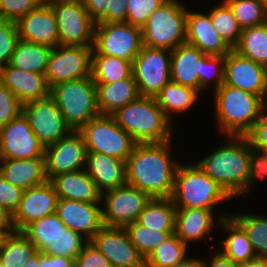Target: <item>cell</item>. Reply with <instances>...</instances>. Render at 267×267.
I'll use <instances>...</instances> for the list:
<instances>
[{"instance_id":"6125c7cd","label":"cell","mask_w":267,"mask_h":267,"mask_svg":"<svg viewBox=\"0 0 267 267\" xmlns=\"http://www.w3.org/2000/svg\"><path fill=\"white\" fill-rule=\"evenodd\" d=\"M6 21L7 19L5 18L3 11L0 9V26H2Z\"/></svg>"},{"instance_id":"836d02e7","label":"cell","mask_w":267,"mask_h":267,"mask_svg":"<svg viewBox=\"0 0 267 267\" xmlns=\"http://www.w3.org/2000/svg\"><path fill=\"white\" fill-rule=\"evenodd\" d=\"M37 252L36 246L18 231L3 237L0 244V259L4 267H22Z\"/></svg>"},{"instance_id":"ffe728a7","label":"cell","mask_w":267,"mask_h":267,"mask_svg":"<svg viewBox=\"0 0 267 267\" xmlns=\"http://www.w3.org/2000/svg\"><path fill=\"white\" fill-rule=\"evenodd\" d=\"M100 203L58 199L56 214L65 226L89 241L104 226Z\"/></svg>"},{"instance_id":"ba28073f","label":"cell","mask_w":267,"mask_h":267,"mask_svg":"<svg viewBox=\"0 0 267 267\" xmlns=\"http://www.w3.org/2000/svg\"><path fill=\"white\" fill-rule=\"evenodd\" d=\"M78 132L84 138L87 152L105 154L127 161L137 142L112 115L100 114L89 120Z\"/></svg>"},{"instance_id":"bcb514c9","label":"cell","mask_w":267,"mask_h":267,"mask_svg":"<svg viewBox=\"0 0 267 267\" xmlns=\"http://www.w3.org/2000/svg\"><path fill=\"white\" fill-rule=\"evenodd\" d=\"M164 1L166 0H127L126 22L142 28Z\"/></svg>"},{"instance_id":"30bf717a","label":"cell","mask_w":267,"mask_h":267,"mask_svg":"<svg viewBox=\"0 0 267 267\" xmlns=\"http://www.w3.org/2000/svg\"><path fill=\"white\" fill-rule=\"evenodd\" d=\"M142 46V28L127 22L96 23L92 55L115 56L133 63Z\"/></svg>"},{"instance_id":"db71d44e","label":"cell","mask_w":267,"mask_h":267,"mask_svg":"<svg viewBox=\"0 0 267 267\" xmlns=\"http://www.w3.org/2000/svg\"><path fill=\"white\" fill-rule=\"evenodd\" d=\"M265 109L255 123L253 129L246 135L252 148L258 152H262L267 149V114Z\"/></svg>"},{"instance_id":"816d5d0a","label":"cell","mask_w":267,"mask_h":267,"mask_svg":"<svg viewBox=\"0 0 267 267\" xmlns=\"http://www.w3.org/2000/svg\"><path fill=\"white\" fill-rule=\"evenodd\" d=\"M265 177H267V159L263 152L252 149L249 158L248 177L245 183V194H247L257 179L263 180Z\"/></svg>"},{"instance_id":"f5cc1de1","label":"cell","mask_w":267,"mask_h":267,"mask_svg":"<svg viewBox=\"0 0 267 267\" xmlns=\"http://www.w3.org/2000/svg\"><path fill=\"white\" fill-rule=\"evenodd\" d=\"M74 267H112L109 260L89 241L76 257Z\"/></svg>"},{"instance_id":"ab89813d","label":"cell","mask_w":267,"mask_h":267,"mask_svg":"<svg viewBox=\"0 0 267 267\" xmlns=\"http://www.w3.org/2000/svg\"><path fill=\"white\" fill-rule=\"evenodd\" d=\"M231 217L247 233L257 258L267 259V217L250 213Z\"/></svg>"},{"instance_id":"44dd1931","label":"cell","mask_w":267,"mask_h":267,"mask_svg":"<svg viewBox=\"0 0 267 267\" xmlns=\"http://www.w3.org/2000/svg\"><path fill=\"white\" fill-rule=\"evenodd\" d=\"M16 24L19 39L51 47L58 45V26L55 12L46 0L36 9L21 17Z\"/></svg>"},{"instance_id":"be15d7a7","label":"cell","mask_w":267,"mask_h":267,"mask_svg":"<svg viewBox=\"0 0 267 267\" xmlns=\"http://www.w3.org/2000/svg\"><path fill=\"white\" fill-rule=\"evenodd\" d=\"M262 152L264 153V155H265V157H266V159H267V149L264 150V151H262Z\"/></svg>"},{"instance_id":"3957f363","label":"cell","mask_w":267,"mask_h":267,"mask_svg":"<svg viewBox=\"0 0 267 267\" xmlns=\"http://www.w3.org/2000/svg\"><path fill=\"white\" fill-rule=\"evenodd\" d=\"M214 96L218 126L226 136H246L267 108L261 96L225 84Z\"/></svg>"},{"instance_id":"5b68a950","label":"cell","mask_w":267,"mask_h":267,"mask_svg":"<svg viewBox=\"0 0 267 267\" xmlns=\"http://www.w3.org/2000/svg\"><path fill=\"white\" fill-rule=\"evenodd\" d=\"M171 200L176 208L211 209L233 199L224 188L197 164L178 166Z\"/></svg>"},{"instance_id":"681fc988","label":"cell","mask_w":267,"mask_h":267,"mask_svg":"<svg viewBox=\"0 0 267 267\" xmlns=\"http://www.w3.org/2000/svg\"><path fill=\"white\" fill-rule=\"evenodd\" d=\"M44 0H0V9L8 21L17 22Z\"/></svg>"},{"instance_id":"f6af8a7d","label":"cell","mask_w":267,"mask_h":267,"mask_svg":"<svg viewBox=\"0 0 267 267\" xmlns=\"http://www.w3.org/2000/svg\"><path fill=\"white\" fill-rule=\"evenodd\" d=\"M225 55L205 54L200 59L199 91L209 87L212 78H215L214 91H216L224 82Z\"/></svg>"},{"instance_id":"2e32d148","label":"cell","mask_w":267,"mask_h":267,"mask_svg":"<svg viewBox=\"0 0 267 267\" xmlns=\"http://www.w3.org/2000/svg\"><path fill=\"white\" fill-rule=\"evenodd\" d=\"M45 166L48 181L53 177L85 169L87 148L78 131L45 148Z\"/></svg>"},{"instance_id":"ac0fdd59","label":"cell","mask_w":267,"mask_h":267,"mask_svg":"<svg viewBox=\"0 0 267 267\" xmlns=\"http://www.w3.org/2000/svg\"><path fill=\"white\" fill-rule=\"evenodd\" d=\"M223 84L259 95L267 102L266 67L234 49L225 55Z\"/></svg>"},{"instance_id":"9f6ffc18","label":"cell","mask_w":267,"mask_h":267,"mask_svg":"<svg viewBox=\"0 0 267 267\" xmlns=\"http://www.w3.org/2000/svg\"><path fill=\"white\" fill-rule=\"evenodd\" d=\"M16 232L13 215L0 206V235L2 237L12 235Z\"/></svg>"},{"instance_id":"83f0119b","label":"cell","mask_w":267,"mask_h":267,"mask_svg":"<svg viewBox=\"0 0 267 267\" xmlns=\"http://www.w3.org/2000/svg\"><path fill=\"white\" fill-rule=\"evenodd\" d=\"M205 54L197 47L184 43L171 50V81L199 90L200 59Z\"/></svg>"},{"instance_id":"7bdbcfd3","label":"cell","mask_w":267,"mask_h":267,"mask_svg":"<svg viewBox=\"0 0 267 267\" xmlns=\"http://www.w3.org/2000/svg\"><path fill=\"white\" fill-rule=\"evenodd\" d=\"M88 243L89 240L83 235L66 227L43 253L75 260Z\"/></svg>"},{"instance_id":"680465c9","label":"cell","mask_w":267,"mask_h":267,"mask_svg":"<svg viewBox=\"0 0 267 267\" xmlns=\"http://www.w3.org/2000/svg\"><path fill=\"white\" fill-rule=\"evenodd\" d=\"M173 267H206L205 260L201 258L186 257L183 261L175 264Z\"/></svg>"},{"instance_id":"d590c367","label":"cell","mask_w":267,"mask_h":267,"mask_svg":"<svg viewBox=\"0 0 267 267\" xmlns=\"http://www.w3.org/2000/svg\"><path fill=\"white\" fill-rule=\"evenodd\" d=\"M240 55L257 64L267 66V22L242 30L238 45L234 48Z\"/></svg>"},{"instance_id":"8fae6325","label":"cell","mask_w":267,"mask_h":267,"mask_svg":"<svg viewBox=\"0 0 267 267\" xmlns=\"http://www.w3.org/2000/svg\"><path fill=\"white\" fill-rule=\"evenodd\" d=\"M170 64L171 50L142 46L132 63L140 96L155 97L161 91L171 80Z\"/></svg>"},{"instance_id":"7402d4cb","label":"cell","mask_w":267,"mask_h":267,"mask_svg":"<svg viewBox=\"0 0 267 267\" xmlns=\"http://www.w3.org/2000/svg\"><path fill=\"white\" fill-rule=\"evenodd\" d=\"M0 82L23 104L50 96L45 74L20 70L8 64L0 69Z\"/></svg>"},{"instance_id":"8992f818","label":"cell","mask_w":267,"mask_h":267,"mask_svg":"<svg viewBox=\"0 0 267 267\" xmlns=\"http://www.w3.org/2000/svg\"><path fill=\"white\" fill-rule=\"evenodd\" d=\"M65 123L78 131L92 118L99 116L96 84L92 77L59 83L50 90Z\"/></svg>"},{"instance_id":"e7e4bbea","label":"cell","mask_w":267,"mask_h":267,"mask_svg":"<svg viewBox=\"0 0 267 267\" xmlns=\"http://www.w3.org/2000/svg\"><path fill=\"white\" fill-rule=\"evenodd\" d=\"M267 6V0H260Z\"/></svg>"},{"instance_id":"4316f807","label":"cell","mask_w":267,"mask_h":267,"mask_svg":"<svg viewBox=\"0 0 267 267\" xmlns=\"http://www.w3.org/2000/svg\"><path fill=\"white\" fill-rule=\"evenodd\" d=\"M97 107L100 114L112 115L118 109L140 97L133 75L111 83H95Z\"/></svg>"},{"instance_id":"f1b7e54d","label":"cell","mask_w":267,"mask_h":267,"mask_svg":"<svg viewBox=\"0 0 267 267\" xmlns=\"http://www.w3.org/2000/svg\"><path fill=\"white\" fill-rule=\"evenodd\" d=\"M214 211L201 208H177L175 233L188 246V243L201 240L209 235L215 225Z\"/></svg>"},{"instance_id":"6f0895ef","label":"cell","mask_w":267,"mask_h":267,"mask_svg":"<svg viewBox=\"0 0 267 267\" xmlns=\"http://www.w3.org/2000/svg\"><path fill=\"white\" fill-rule=\"evenodd\" d=\"M205 264L206 267H237L238 265L231 259L224 257L220 252H215L210 259V263L205 261Z\"/></svg>"},{"instance_id":"484cf974","label":"cell","mask_w":267,"mask_h":267,"mask_svg":"<svg viewBox=\"0 0 267 267\" xmlns=\"http://www.w3.org/2000/svg\"><path fill=\"white\" fill-rule=\"evenodd\" d=\"M50 182L58 198L89 203L102 202V193L85 169L57 175Z\"/></svg>"},{"instance_id":"94428289","label":"cell","mask_w":267,"mask_h":267,"mask_svg":"<svg viewBox=\"0 0 267 267\" xmlns=\"http://www.w3.org/2000/svg\"><path fill=\"white\" fill-rule=\"evenodd\" d=\"M40 265V251L29 258L22 267H39Z\"/></svg>"},{"instance_id":"6da1fadb","label":"cell","mask_w":267,"mask_h":267,"mask_svg":"<svg viewBox=\"0 0 267 267\" xmlns=\"http://www.w3.org/2000/svg\"><path fill=\"white\" fill-rule=\"evenodd\" d=\"M170 141L137 143L126 161V183L151 198H170L179 166L170 157Z\"/></svg>"},{"instance_id":"8d00e7d4","label":"cell","mask_w":267,"mask_h":267,"mask_svg":"<svg viewBox=\"0 0 267 267\" xmlns=\"http://www.w3.org/2000/svg\"><path fill=\"white\" fill-rule=\"evenodd\" d=\"M66 228L56 213L27 225L21 232L43 252Z\"/></svg>"},{"instance_id":"1f68e13d","label":"cell","mask_w":267,"mask_h":267,"mask_svg":"<svg viewBox=\"0 0 267 267\" xmlns=\"http://www.w3.org/2000/svg\"><path fill=\"white\" fill-rule=\"evenodd\" d=\"M199 94L200 91L195 88L180 85L170 80L155 96V99L171 121L172 113H184L194 106Z\"/></svg>"},{"instance_id":"5bb4252c","label":"cell","mask_w":267,"mask_h":267,"mask_svg":"<svg viewBox=\"0 0 267 267\" xmlns=\"http://www.w3.org/2000/svg\"><path fill=\"white\" fill-rule=\"evenodd\" d=\"M23 113L45 148L66 137L72 131L65 123L60 109L51 96L24 103Z\"/></svg>"},{"instance_id":"60d3db41","label":"cell","mask_w":267,"mask_h":267,"mask_svg":"<svg viewBox=\"0 0 267 267\" xmlns=\"http://www.w3.org/2000/svg\"><path fill=\"white\" fill-rule=\"evenodd\" d=\"M96 23L126 22L127 0H82Z\"/></svg>"},{"instance_id":"e0dca14e","label":"cell","mask_w":267,"mask_h":267,"mask_svg":"<svg viewBox=\"0 0 267 267\" xmlns=\"http://www.w3.org/2000/svg\"><path fill=\"white\" fill-rule=\"evenodd\" d=\"M90 242L112 267H146L144 256L131 243L125 228L103 226Z\"/></svg>"},{"instance_id":"9a60e30c","label":"cell","mask_w":267,"mask_h":267,"mask_svg":"<svg viewBox=\"0 0 267 267\" xmlns=\"http://www.w3.org/2000/svg\"><path fill=\"white\" fill-rule=\"evenodd\" d=\"M44 153L45 147L33 132L23 112L0 127V159L44 157Z\"/></svg>"},{"instance_id":"9c48e42d","label":"cell","mask_w":267,"mask_h":267,"mask_svg":"<svg viewBox=\"0 0 267 267\" xmlns=\"http://www.w3.org/2000/svg\"><path fill=\"white\" fill-rule=\"evenodd\" d=\"M55 12L58 45L94 46L96 22L82 0H46Z\"/></svg>"},{"instance_id":"e575fe53","label":"cell","mask_w":267,"mask_h":267,"mask_svg":"<svg viewBox=\"0 0 267 267\" xmlns=\"http://www.w3.org/2000/svg\"><path fill=\"white\" fill-rule=\"evenodd\" d=\"M132 76V63L122 58L92 55L91 77L95 83H111Z\"/></svg>"},{"instance_id":"4dcf8cb0","label":"cell","mask_w":267,"mask_h":267,"mask_svg":"<svg viewBox=\"0 0 267 267\" xmlns=\"http://www.w3.org/2000/svg\"><path fill=\"white\" fill-rule=\"evenodd\" d=\"M52 48L19 39L9 65L24 71L45 74Z\"/></svg>"},{"instance_id":"277c9868","label":"cell","mask_w":267,"mask_h":267,"mask_svg":"<svg viewBox=\"0 0 267 267\" xmlns=\"http://www.w3.org/2000/svg\"><path fill=\"white\" fill-rule=\"evenodd\" d=\"M137 143H162L171 140V122L155 97L140 96L112 114Z\"/></svg>"},{"instance_id":"74e56055","label":"cell","mask_w":267,"mask_h":267,"mask_svg":"<svg viewBox=\"0 0 267 267\" xmlns=\"http://www.w3.org/2000/svg\"><path fill=\"white\" fill-rule=\"evenodd\" d=\"M187 248L176 233L170 234L145 258L146 267H173L187 257Z\"/></svg>"},{"instance_id":"7a4b0ae2","label":"cell","mask_w":267,"mask_h":267,"mask_svg":"<svg viewBox=\"0 0 267 267\" xmlns=\"http://www.w3.org/2000/svg\"><path fill=\"white\" fill-rule=\"evenodd\" d=\"M228 138L225 145L196 163L234 198L245 194L250 152L253 148L246 136Z\"/></svg>"},{"instance_id":"7dc6e473","label":"cell","mask_w":267,"mask_h":267,"mask_svg":"<svg viewBox=\"0 0 267 267\" xmlns=\"http://www.w3.org/2000/svg\"><path fill=\"white\" fill-rule=\"evenodd\" d=\"M18 41L19 31L16 22L7 20L0 26V69L9 64Z\"/></svg>"},{"instance_id":"c3c4849f","label":"cell","mask_w":267,"mask_h":267,"mask_svg":"<svg viewBox=\"0 0 267 267\" xmlns=\"http://www.w3.org/2000/svg\"><path fill=\"white\" fill-rule=\"evenodd\" d=\"M23 112V103L0 82V127Z\"/></svg>"},{"instance_id":"d4e9b609","label":"cell","mask_w":267,"mask_h":267,"mask_svg":"<svg viewBox=\"0 0 267 267\" xmlns=\"http://www.w3.org/2000/svg\"><path fill=\"white\" fill-rule=\"evenodd\" d=\"M0 174L23 190L48 181L45 157L28 159H0Z\"/></svg>"},{"instance_id":"ee69618b","label":"cell","mask_w":267,"mask_h":267,"mask_svg":"<svg viewBox=\"0 0 267 267\" xmlns=\"http://www.w3.org/2000/svg\"><path fill=\"white\" fill-rule=\"evenodd\" d=\"M131 243L146 258L153 249L160 245L170 234L175 232H160L140 225L137 221L125 227Z\"/></svg>"},{"instance_id":"f546056e","label":"cell","mask_w":267,"mask_h":267,"mask_svg":"<svg viewBox=\"0 0 267 267\" xmlns=\"http://www.w3.org/2000/svg\"><path fill=\"white\" fill-rule=\"evenodd\" d=\"M218 225L225 228L229 234L226 239L219 242L223 246L219 252L226 258L231 259L234 263L240 264L252 261L257 258L256 253L248 239L245 230L231 217V215L219 216Z\"/></svg>"},{"instance_id":"603a6c76","label":"cell","mask_w":267,"mask_h":267,"mask_svg":"<svg viewBox=\"0 0 267 267\" xmlns=\"http://www.w3.org/2000/svg\"><path fill=\"white\" fill-rule=\"evenodd\" d=\"M186 43L209 55H226L232 50L215 30L209 13L205 15L189 10L186 18Z\"/></svg>"},{"instance_id":"7c38bea8","label":"cell","mask_w":267,"mask_h":267,"mask_svg":"<svg viewBox=\"0 0 267 267\" xmlns=\"http://www.w3.org/2000/svg\"><path fill=\"white\" fill-rule=\"evenodd\" d=\"M93 46L57 45L52 48L45 77L49 88L91 77Z\"/></svg>"},{"instance_id":"f35d334b","label":"cell","mask_w":267,"mask_h":267,"mask_svg":"<svg viewBox=\"0 0 267 267\" xmlns=\"http://www.w3.org/2000/svg\"><path fill=\"white\" fill-rule=\"evenodd\" d=\"M208 13L215 30L225 43L234 49L239 43L242 29L238 25L232 9L223 0L222 4L213 6Z\"/></svg>"},{"instance_id":"11a10c76","label":"cell","mask_w":267,"mask_h":267,"mask_svg":"<svg viewBox=\"0 0 267 267\" xmlns=\"http://www.w3.org/2000/svg\"><path fill=\"white\" fill-rule=\"evenodd\" d=\"M75 260L58 255H46L40 251L39 267H74Z\"/></svg>"},{"instance_id":"4fadbf2b","label":"cell","mask_w":267,"mask_h":267,"mask_svg":"<svg viewBox=\"0 0 267 267\" xmlns=\"http://www.w3.org/2000/svg\"><path fill=\"white\" fill-rule=\"evenodd\" d=\"M151 197L129 184L102 193V220L106 227L125 228L136 222Z\"/></svg>"},{"instance_id":"b9f144b4","label":"cell","mask_w":267,"mask_h":267,"mask_svg":"<svg viewBox=\"0 0 267 267\" xmlns=\"http://www.w3.org/2000/svg\"><path fill=\"white\" fill-rule=\"evenodd\" d=\"M232 9L240 28L246 29L267 22V6L260 0H224Z\"/></svg>"},{"instance_id":"03108f58","label":"cell","mask_w":267,"mask_h":267,"mask_svg":"<svg viewBox=\"0 0 267 267\" xmlns=\"http://www.w3.org/2000/svg\"><path fill=\"white\" fill-rule=\"evenodd\" d=\"M0 267H4V266L2 265L1 259H0Z\"/></svg>"},{"instance_id":"cb8c5ba5","label":"cell","mask_w":267,"mask_h":267,"mask_svg":"<svg viewBox=\"0 0 267 267\" xmlns=\"http://www.w3.org/2000/svg\"><path fill=\"white\" fill-rule=\"evenodd\" d=\"M85 170L101 193L126 184V161L122 159L87 152Z\"/></svg>"},{"instance_id":"52a82bcc","label":"cell","mask_w":267,"mask_h":267,"mask_svg":"<svg viewBox=\"0 0 267 267\" xmlns=\"http://www.w3.org/2000/svg\"><path fill=\"white\" fill-rule=\"evenodd\" d=\"M179 0H166L142 27L143 45L173 50L186 43L188 9Z\"/></svg>"},{"instance_id":"d6a6232c","label":"cell","mask_w":267,"mask_h":267,"mask_svg":"<svg viewBox=\"0 0 267 267\" xmlns=\"http://www.w3.org/2000/svg\"><path fill=\"white\" fill-rule=\"evenodd\" d=\"M176 209L171 198H151L137 222L160 232H175Z\"/></svg>"},{"instance_id":"d6986e66","label":"cell","mask_w":267,"mask_h":267,"mask_svg":"<svg viewBox=\"0 0 267 267\" xmlns=\"http://www.w3.org/2000/svg\"><path fill=\"white\" fill-rule=\"evenodd\" d=\"M58 196L50 181L23 191L18 209L13 214L16 231L27 225L56 213Z\"/></svg>"},{"instance_id":"f907efd6","label":"cell","mask_w":267,"mask_h":267,"mask_svg":"<svg viewBox=\"0 0 267 267\" xmlns=\"http://www.w3.org/2000/svg\"><path fill=\"white\" fill-rule=\"evenodd\" d=\"M23 189L11 184L0 174V206L12 215L18 209Z\"/></svg>"},{"instance_id":"91938a15","label":"cell","mask_w":267,"mask_h":267,"mask_svg":"<svg viewBox=\"0 0 267 267\" xmlns=\"http://www.w3.org/2000/svg\"><path fill=\"white\" fill-rule=\"evenodd\" d=\"M237 267H267V259L256 258L252 261L240 263Z\"/></svg>"}]
</instances>
